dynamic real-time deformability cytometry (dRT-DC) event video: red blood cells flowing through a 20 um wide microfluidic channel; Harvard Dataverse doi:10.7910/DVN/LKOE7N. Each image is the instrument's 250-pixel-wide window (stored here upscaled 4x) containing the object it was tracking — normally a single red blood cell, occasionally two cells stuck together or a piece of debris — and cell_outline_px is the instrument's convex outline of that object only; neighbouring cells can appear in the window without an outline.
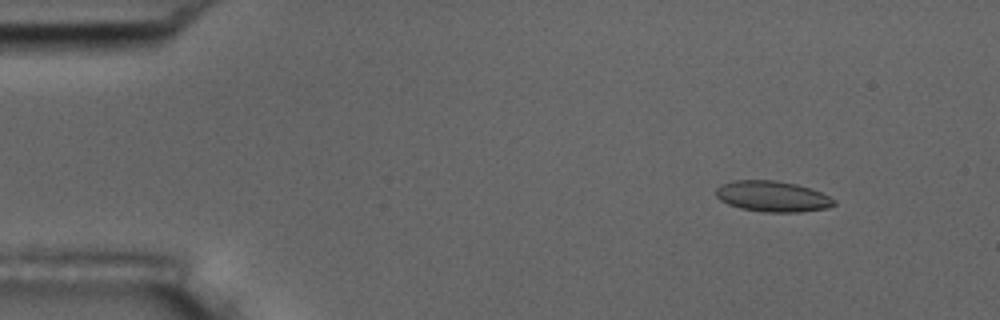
{"species": "common noctule bat (a hibernating species)", "species_latin": "Nyctalus noctula", "temperature_condition": "room temperature", "stored_images_in_passage": 6, "segment_of_instrument_passage": [1, 2], "camera_frame_rate_fps": 3000, "um_per_image_px": 0.085, "animal": {"sex": "male", "body_mass_g": 17.5, "forearm_length_mm": 52.3}, "frame": {"image": 1, "passage_image": 2, "time_ms": 1.333, "image_size_px": [1000, 320], "cell_outline_px": [[836, 204], [828, 208], [800, 212], [764, 212], [740, 208], [728, 204], [720, 200], [716, 196], [716, 188], [720, 184], [732, 180], [776, 180], [796, 184], [820, 192], [836, 200]], "centroid_in_image_um": [65.64, 16.69], "position_along_channel_um": 19.4, "area_um2": 21.27}}
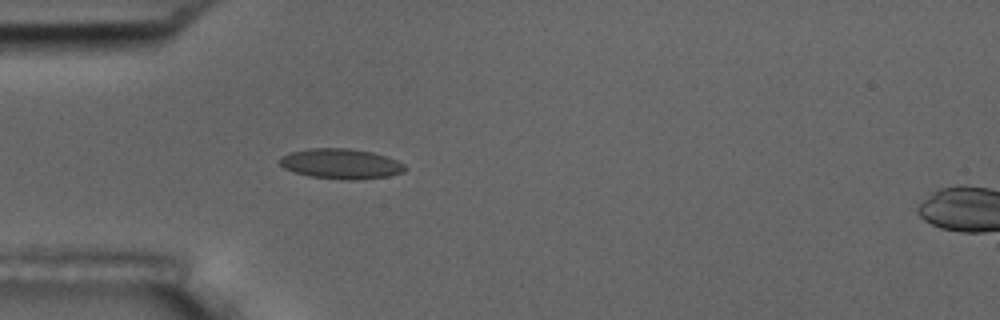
{"frame": {"image": 2, "passage_image": 5, "time_ms": 4.667, "image_size_px": [1000, 320], "cell_outline_px": [[408, 168], [404, 172], [388, 176], [356, 180], [348, 180], [308, 176], [284, 168], [280, 164], [280, 156], [292, 152], [308, 148], [348, 148], [372, 152], [396, 160], [404, 164]], "centroid_in_image_um": [28.99, 13.92], "position_along_channel_um": 56.0, "area_um2": 21.96}}